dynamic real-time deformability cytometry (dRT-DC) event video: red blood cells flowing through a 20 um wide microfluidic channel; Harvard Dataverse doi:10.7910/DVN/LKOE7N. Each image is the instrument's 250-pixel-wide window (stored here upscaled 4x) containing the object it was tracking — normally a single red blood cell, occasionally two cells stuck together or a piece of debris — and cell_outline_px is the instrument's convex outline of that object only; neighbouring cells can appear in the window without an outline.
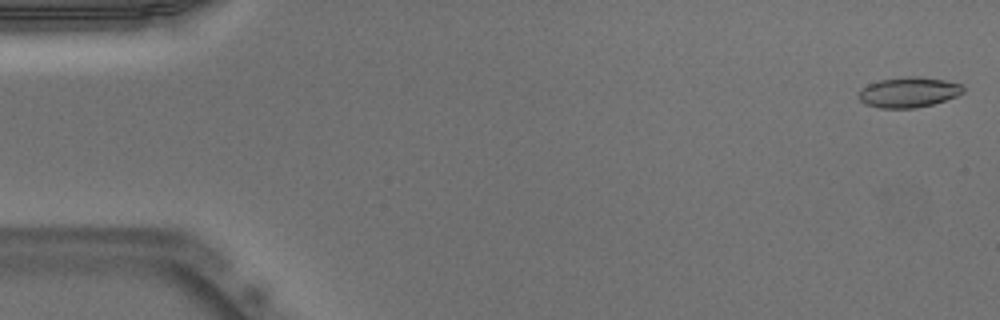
{"species": "Egyptian fruit bat (a non-hibernating species)", "species_latin": "Rousettus aegyptiacus", "temperature_condition": "warm", "stored_images_in_passage": 51, "camera_frame_rate_fps": 3000, "um_per_image_px": 0.085, "animal": {"sex": "male"}, "frame": {"image": 1, "passage_image": 1, "time_ms": 0.0, "image_size_px": [1000, 320], "cell_outline_px": [[964, 92], [956, 96], [932, 104], [916, 108], [880, 108], [864, 104], [856, 96], [860, 88], [868, 84], [880, 80], [908, 76], [916, 76], [944, 80], [960, 84], [964, 88]], "centroid_in_image_um": [77.18, 7.84], "position_along_channel_um": 7.8, "area_um2": 18.5}}
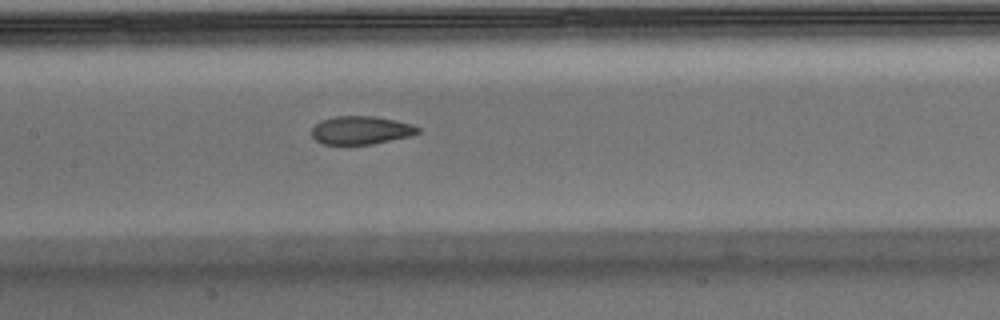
{"frame": {"image": 2, "passage_image": 24, "time_ms": 7.667, "image_size_px": [1000, 320], "cell_outline_px": [[420, 132], [412, 136], [372, 144], [320, 144], [312, 136], [312, 128], [320, 120], [332, 116], [376, 116], [396, 120], [412, 124], [420, 128]], "centroid_in_image_um": [30.69, 11.06], "position_along_channel_um": 176.7, "area_um2": 17.69}}
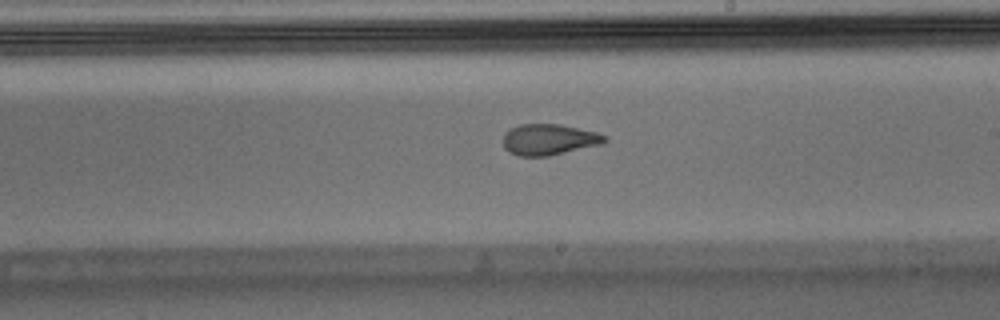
{"frame": {"image": 3, "passage_image": 29, "time_ms": 9.333, "image_size_px": [1000, 320], "cell_outline_px": [[608, 140], [604, 144], [548, 156], [520, 156], [508, 152], [504, 148], [504, 132], [508, 128], [520, 124], [560, 124], [596, 132], [608, 136]], "centroid_in_image_um": [46.67, 11.86], "position_along_channel_um": 242.3, "area_um2": 18.61}, "authors_computed_cell_mechanics": {"area_um2": 18.6694, "velocity_mm_per_s": 3.9514, "shape_relaxation_time_tau1_ms": null, "shape_relaxation_time_tau2_ms": 1.6198, "deformation_change_tau1": null, "deformation_change_tau2": 0.0673}}